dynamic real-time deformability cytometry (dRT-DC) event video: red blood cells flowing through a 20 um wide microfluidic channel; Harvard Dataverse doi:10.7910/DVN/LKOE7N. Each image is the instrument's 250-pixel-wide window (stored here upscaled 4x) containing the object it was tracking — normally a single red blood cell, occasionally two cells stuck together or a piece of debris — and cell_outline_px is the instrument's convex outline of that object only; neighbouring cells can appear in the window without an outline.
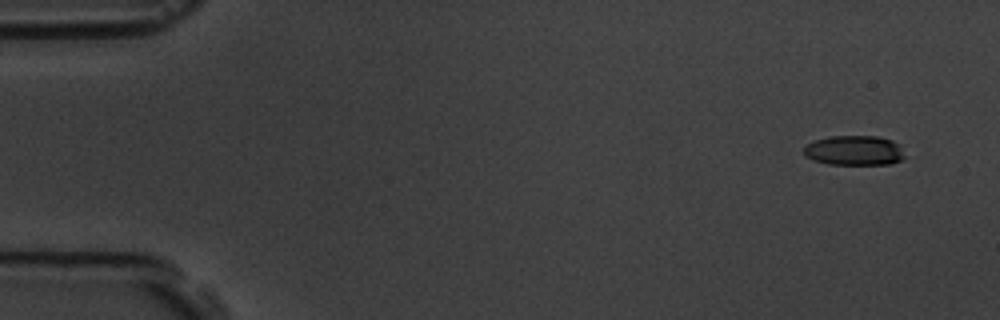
{"species": "common noctule bat (a hibernating species)", "species_latin": "Nyctalus noctula", "temperature_condition": "room temperature", "stored_images_in_passage": 5, "camera_frame_rate_fps": 3000, "um_per_image_px": 0.085, "animal": {"sex": "male", "body_mass_g": 19.5, "forearm_length_mm": 54.6}, "frame": {"image": 1, "passage_image": 1, "time_ms": 0.0, "image_size_px": [1000, 320], "cell_outline_px": [[904, 156], [900, 160], [892, 164], [828, 164], [804, 156], [804, 148], [808, 144], [816, 140], [832, 136], [876, 136], [892, 140], [900, 144]], "centroid_in_image_um": [72.64, 12.79], "position_along_channel_um": 12.4, "area_um2": 17.4}}
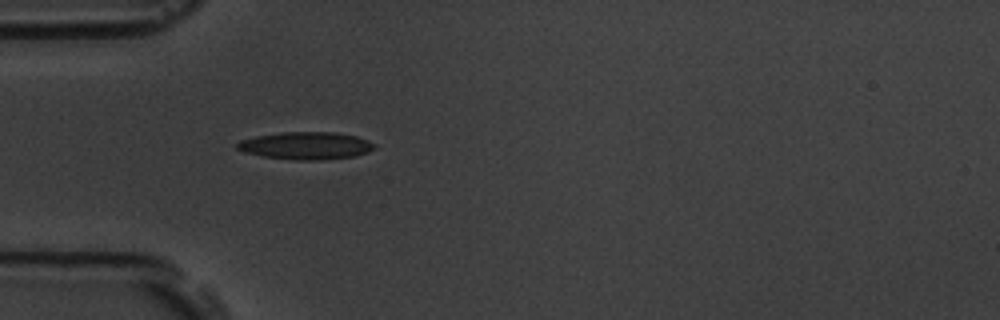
{"frame": {"image": 2, "passage_image": 5, "time_ms": 4.667, "image_size_px": [1000, 320], "cell_outline_px": [[376, 148], [368, 152], [356, 156], [320, 160], [296, 160], [264, 156], [244, 152], [236, 148], [236, 144], [240, 140], [256, 136], [280, 132], [336, 132], [356, 136], [368, 140], [376, 144]], "centroid_in_image_um": [26.03, 12.38], "position_along_channel_um": 59.0, "area_um2": 22.08}}